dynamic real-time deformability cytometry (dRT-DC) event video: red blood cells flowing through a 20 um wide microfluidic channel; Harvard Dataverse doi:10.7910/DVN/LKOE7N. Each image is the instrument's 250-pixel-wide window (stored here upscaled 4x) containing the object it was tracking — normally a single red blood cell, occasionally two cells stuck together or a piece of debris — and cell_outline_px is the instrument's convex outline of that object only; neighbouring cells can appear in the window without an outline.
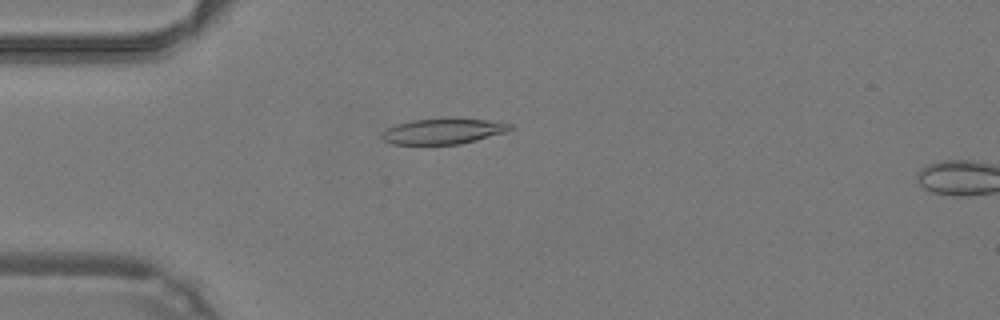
{"species": "common noctule bat (a hibernating species)", "species_latin": "Nyctalus noctula", "temperature_condition": "warm", "stored_images_in_passage": 15, "camera_frame_rate_fps": 3000, "um_per_image_px": 0.085, "animal": {"sex": "male", "body_mass_g": 19.2, "forearm_length_mm": 51.8}, "frame": {"image": 1, "passage_image": 13, "time_ms": 4.0, "image_size_px": [1000, 320], "cell_outline_px": [[512, 128], [508, 132], [460, 144], [392, 144], [380, 140], [380, 132], [396, 124], [412, 120], [444, 116], [488, 120], [512, 124]], "centroid_in_image_um": [37.64, 11.13], "position_along_channel_um": 47.4, "area_um2": 19.83}}